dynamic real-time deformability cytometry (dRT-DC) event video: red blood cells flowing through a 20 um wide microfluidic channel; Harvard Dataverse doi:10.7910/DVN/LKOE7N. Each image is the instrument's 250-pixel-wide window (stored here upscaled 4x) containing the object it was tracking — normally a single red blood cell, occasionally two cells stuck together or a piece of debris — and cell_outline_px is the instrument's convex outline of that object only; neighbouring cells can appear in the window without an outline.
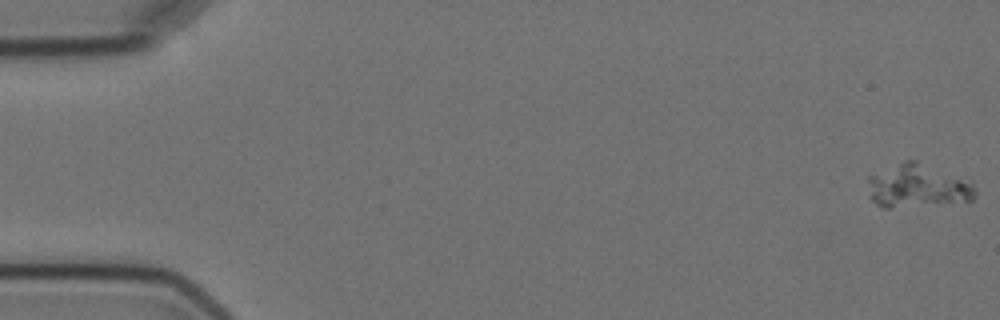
{"species": "Egyptian fruit bat (a non-hibernating species)", "species_latin": "Rousettus aegyptiacus", "temperature_condition": "cold", "stored_images_in_passage": 5, "camera_frame_rate_fps": 3000, "um_per_image_px": 0.085, "animal": {"sex": "female"}, "frame": {"image": 1, "passage_image": 1, "time_ms": 0.0, "image_size_px": [1000, 320], "cell_outline_px": [[976, 196], [972, 200], [892, 208], [884, 208], [876, 204], [868, 196], [868, 176], [904, 160], [916, 160], [972, 180], [976, 192]], "centroid_in_image_um": [78.0, 15.8], "position_along_channel_um": 7.0, "area_um2": 27.4}}